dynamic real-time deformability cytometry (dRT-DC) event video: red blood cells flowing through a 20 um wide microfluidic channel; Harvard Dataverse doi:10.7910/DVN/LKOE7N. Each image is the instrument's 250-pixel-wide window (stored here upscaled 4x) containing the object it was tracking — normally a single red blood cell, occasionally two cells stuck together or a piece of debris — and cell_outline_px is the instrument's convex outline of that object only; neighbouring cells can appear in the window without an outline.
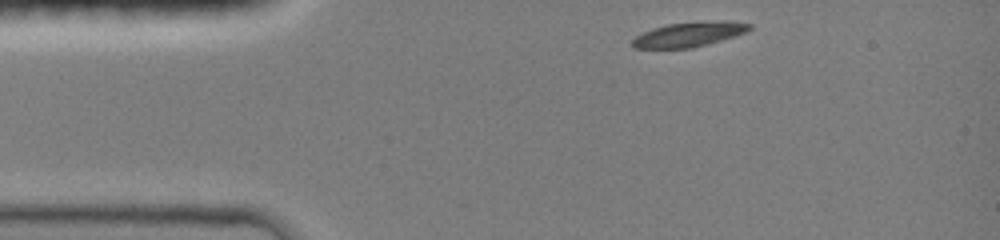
{"species": "common noctule bat (a hibernating species)", "species_latin": "Nyctalus noctula", "temperature_condition": "room temperature", "stored_images_in_passage": 36, "camera_frame_rate_fps": 3000, "um_per_image_px": 0.085, "animal": {"sex": "female", "body_mass_g": 19.0, "forearm_length_mm": 51.5}, "frame": {"image": 1, "passage_image": 1, "time_ms": 0.0, "image_size_px": [1000, 240], "cell_outline_px": [[752, 28], [748, 32], [708, 44], [692, 48], [632, 48], [632, 40], [636, 36], [652, 28], [668, 24], [720, 20], [728, 20], [752, 24]], "centroid_in_image_um": [58.62, 2.92], "position_along_channel_um": 26.4, "area_um2": 16.94}}
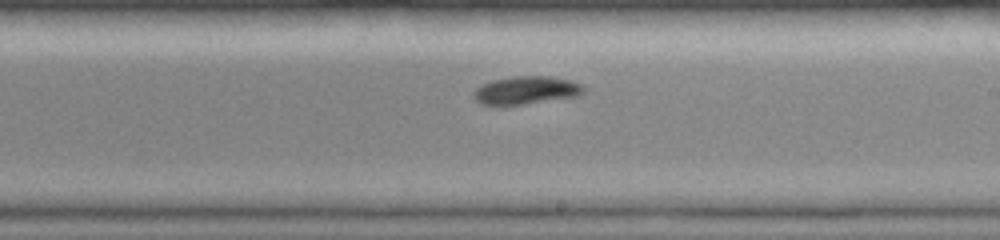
{"frame": {"image": 2, "passage_image": 21, "time_ms": 6.667, "image_size_px": [1000, 240], "cell_outline_px": [[588, 88], [584, 92], [576, 96], [524, 104], [480, 104], [472, 96], [472, 92], [476, 88], [492, 80], [512, 76], [548, 76], [572, 80]], "centroid_in_image_um": [44.74, 7.66], "position_along_channel_um": 244.3, "area_um2": 17.86}}
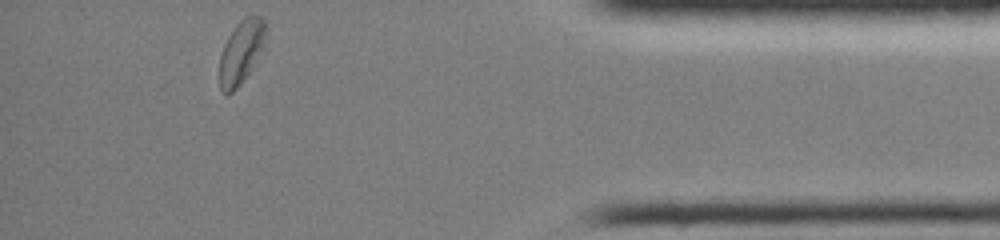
{"frame": {"image": 3, "passage_image": 36, "time_ms": 11.667, "image_size_px": [1000, 240], "cell_outline_px": [[268, 28], [264, 52], [240, 84], [232, 92], [224, 92], [220, 88], [220, 56], [224, 44], [228, 36], [236, 24], [244, 16], [260, 16], [264, 20]], "centroid_in_image_um": [20.57, 4.36], "position_along_channel_um": 414.6, "area_um2": 17.4}, "authors_computed_cell_mechanics": {"area_um2": 17.8602, "velocity_mm_per_s": 4.0053, "shape_relaxation_time_tau1_ms": 2.3601, "shape_relaxation_time_tau2_ms": null, "deformation_change_tau1": 0.1138, "deformation_change_tau2": null}}